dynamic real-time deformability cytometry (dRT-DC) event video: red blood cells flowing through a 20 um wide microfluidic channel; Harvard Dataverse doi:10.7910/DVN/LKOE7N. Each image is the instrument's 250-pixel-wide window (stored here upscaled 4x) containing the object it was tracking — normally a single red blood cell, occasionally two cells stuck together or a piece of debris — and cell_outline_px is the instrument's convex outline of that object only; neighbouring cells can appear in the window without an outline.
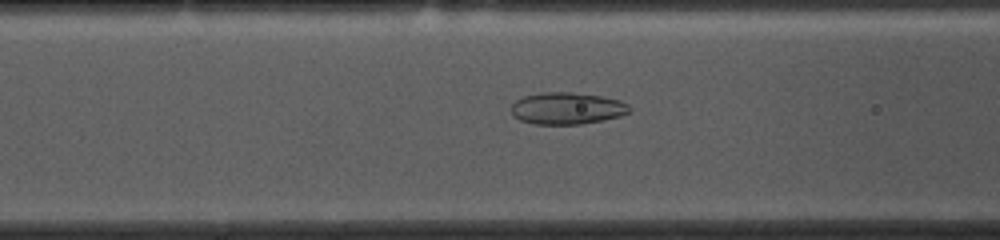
{"species": "common noctule bat (a hibernating species)", "species_latin": "Nyctalus noctula", "temperature_condition": "cold", "stored_images_in_passage": 51, "camera_frame_rate_fps": 3000, "um_per_image_px": 0.085, "animal": {"sex": "female", "body_mass_g": 10.0, "forearm_length_mm": 53.1}, "frame": {"image": 1, "passage_image": 17, "time_ms": 5.333, "image_size_px": [1000, 240], "cell_outline_px": [[632, 112], [620, 116], [580, 124], [536, 124], [520, 120], [512, 112], [512, 104], [516, 100], [524, 96], [544, 92], [572, 92], [600, 96], [620, 100], [628, 104], [632, 108]], "centroid_in_image_um": [48.24, 9.2], "position_along_channel_um": 118.4, "area_um2": 21.85}}
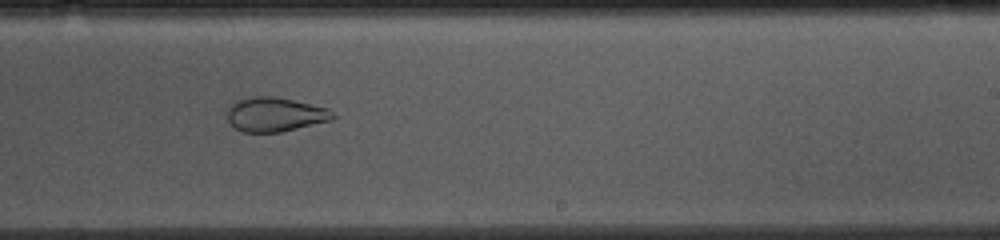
{"frame": {"image": 2, "passage_image": 29, "time_ms": 9.333, "image_size_px": [1000, 240], "cell_outline_px": [[336, 116], [332, 120], [280, 132], [240, 132], [228, 120], [228, 104], [232, 100], [248, 96], [272, 96], [292, 100], [328, 108]], "centroid_in_image_um": [23.32, 9.71], "position_along_channel_um": 265.7, "area_um2": 21.21}}
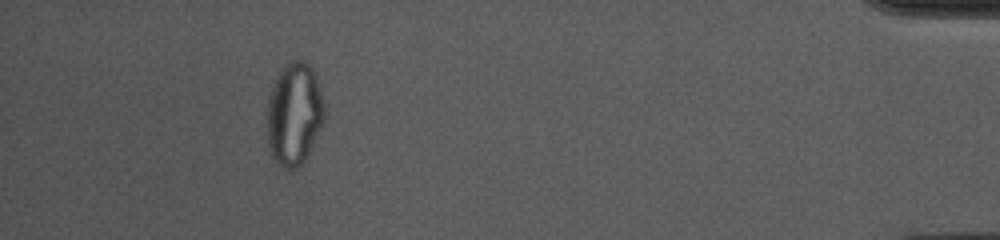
{"frame": {"image": 3, "passage_image": 46, "time_ms": 15.0, "image_size_px": [1000, 240], "cell_outline_px": [[328, 116], [308, 156], [300, 168], [284, 168], [272, 156], [268, 144], [268, 96], [280, 68], [288, 60], [296, 56], [308, 60], [316, 72], [324, 100]], "centroid_in_image_um": [25.08, 9.6], "position_along_channel_um": 410.1, "area_um2": 35.72}, "authors_computed_cell_mechanics": {"area_um2": 27.5128, "velocity_mm_per_s": 3.6829, "shape_relaxation_time_tau1_ms": null, "shape_relaxation_time_tau2_ms": 1.5632, "deformation_change_tau1": null, "deformation_change_tau2": 0.0751}}